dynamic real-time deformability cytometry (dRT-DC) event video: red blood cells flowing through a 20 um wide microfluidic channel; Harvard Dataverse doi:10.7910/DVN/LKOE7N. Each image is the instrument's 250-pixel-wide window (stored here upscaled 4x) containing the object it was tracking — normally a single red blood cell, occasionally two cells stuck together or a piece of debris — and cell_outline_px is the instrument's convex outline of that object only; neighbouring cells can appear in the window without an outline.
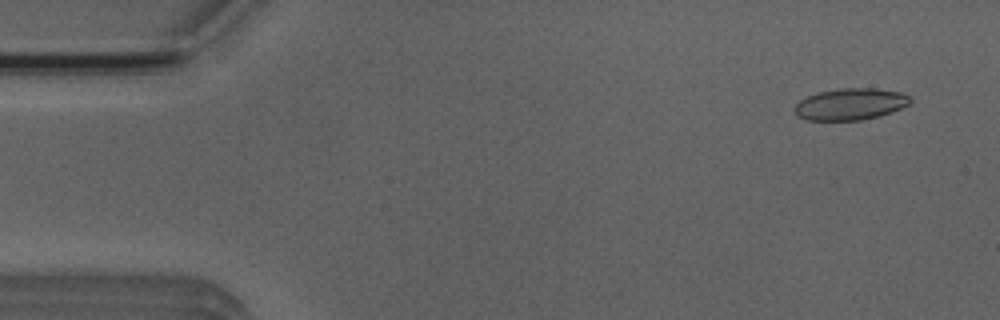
{"species": "Egyptian fruit bat (a non-hibernating species)", "species_latin": "Rousettus aegyptiacus", "temperature_condition": "room temperature", "stored_images_in_passage": 5, "camera_frame_rate_fps": 3000, "um_per_image_px": 0.085, "animal": {"sex": "male"}, "frame": {"image": 1, "passage_image": 5, "time_ms": 5.667, "image_size_px": [1000, 320], "cell_outline_px": [[912, 100], [908, 104], [892, 112], [880, 116], [860, 120], [804, 120], [796, 116], [792, 108], [800, 100], [808, 96], [820, 92], [840, 88], [872, 88], [900, 92], [912, 96]], "centroid_in_image_um": [72.26, 8.86], "position_along_channel_um": 12.7, "area_um2": 21.44}}